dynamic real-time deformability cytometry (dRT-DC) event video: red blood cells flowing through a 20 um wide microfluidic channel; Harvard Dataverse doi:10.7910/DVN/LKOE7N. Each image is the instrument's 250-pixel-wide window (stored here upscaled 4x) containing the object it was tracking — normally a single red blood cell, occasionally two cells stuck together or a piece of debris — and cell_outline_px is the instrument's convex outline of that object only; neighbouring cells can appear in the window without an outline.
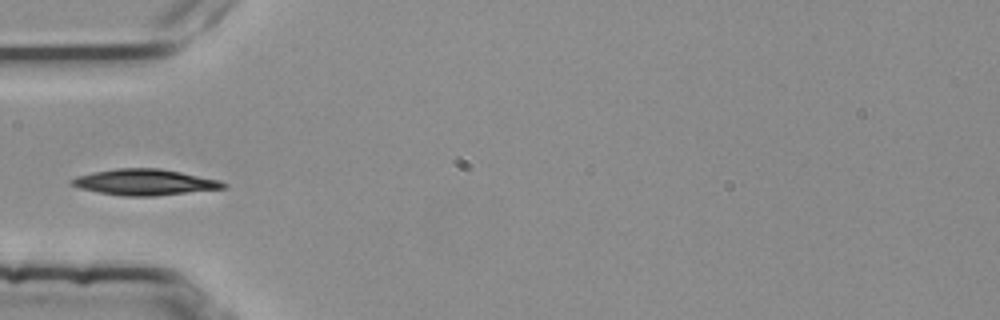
{"species": "common noctule bat (a hibernating species)", "species_latin": "Nyctalus noctula", "temperature_condition": "room temperature", "stored_images_in_passage": 1, "camera_frame_rate_fps": 3000, "um_per_image_px": 0.085, "animal": {"sex": "female", "body_mass_g": 25.1}, "frame": {"image": 1, "passage_image": 1, "time_ms": 0.0, "image_size_px": [1000, 320], "cell_outline_px": [[228, 188], [156, 196], [124, 196], [100, 192], [80, 188], [68, 184], [68, 180], [76, 176], [92, 172], [116, 168], [160, 168], [220, 180], [228, 184]], "centroid_in_image_um": [12.29, 15.48], "position_along_channel_um": 72.7, "area_um2": 23.18}}